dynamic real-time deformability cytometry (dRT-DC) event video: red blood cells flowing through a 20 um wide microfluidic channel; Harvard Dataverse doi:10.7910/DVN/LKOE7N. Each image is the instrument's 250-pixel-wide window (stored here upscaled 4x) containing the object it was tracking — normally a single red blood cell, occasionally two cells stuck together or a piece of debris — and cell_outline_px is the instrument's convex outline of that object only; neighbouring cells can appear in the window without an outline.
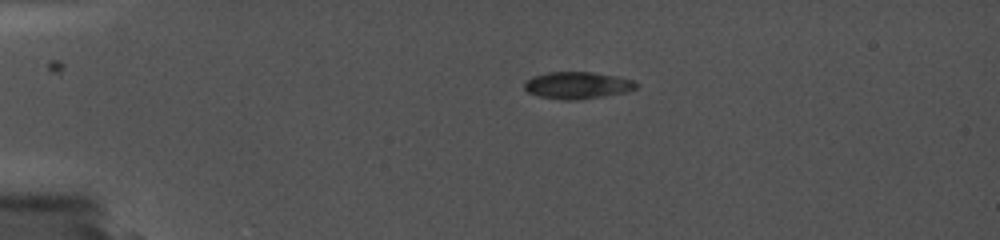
{"species": "common noctule bat (a hibernating species)", "species_latin": "Nyctalus noctula", "temperature_condition": "cold", "stored_images_in_passage": 3, "camera_frame_rate_fps": 5000, "um_per_image_px": 0.085, "animal": {"sex": "female", "body_mass_g": 19.0, "forearm_length_mm": 56.7}, "frame": {"image": 1, "passage_image": 2, "time_ms": 1.2, "image_size_px": [1000, 240], "cell_outline_px": [[636, 84], [584, 96], [552, 96], [536, 92], [528, 88], [524, 84], [528, 80], [536, 76], [552, 72], [588, 72], [628, 80]], "centroid_in_image_um": [48.84, 7.12], "position_along_channel_um": 36.2, "area_um2": 13.7}}